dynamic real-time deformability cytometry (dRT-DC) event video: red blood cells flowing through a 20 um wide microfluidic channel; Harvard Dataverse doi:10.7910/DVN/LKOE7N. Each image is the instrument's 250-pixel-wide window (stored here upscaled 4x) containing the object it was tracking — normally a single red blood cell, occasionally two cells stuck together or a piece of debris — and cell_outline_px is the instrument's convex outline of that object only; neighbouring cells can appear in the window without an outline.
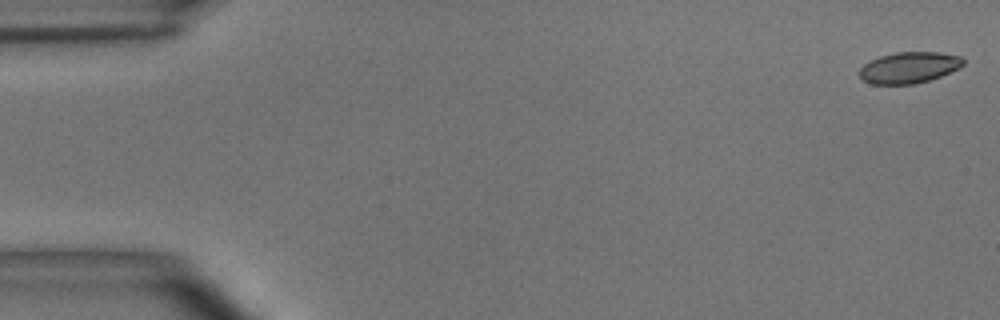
{"species": "common noctule bat (a hibernating species)", "species_latin": "Nyctalus noctula", "temperature_condition": "room temperature", "stored_images_in_passage": 5, "camera_frame_rate_fps": 3000, "um_per_image_px": 0.085, "animal": {"sex": "male", "body_mass_g": 15.6}, "frame": {"image": 1, "passage_image": 1, "time_ms": 0.0, "image_size_px": [1000, 320], "cell_outline_px": [[964, 64], [960, 68], [940, 76], [916, 84], [872, 84], [864, 80], [860, 76], [860, 68], [864, 64], [880, 56], [896, 52], [940, 52], [960, 56], [964, 60]], "centroid_in_image_um": [77.29, 5.74], "position_along_channel_um": 7.7, "area_um2": 18.79}}